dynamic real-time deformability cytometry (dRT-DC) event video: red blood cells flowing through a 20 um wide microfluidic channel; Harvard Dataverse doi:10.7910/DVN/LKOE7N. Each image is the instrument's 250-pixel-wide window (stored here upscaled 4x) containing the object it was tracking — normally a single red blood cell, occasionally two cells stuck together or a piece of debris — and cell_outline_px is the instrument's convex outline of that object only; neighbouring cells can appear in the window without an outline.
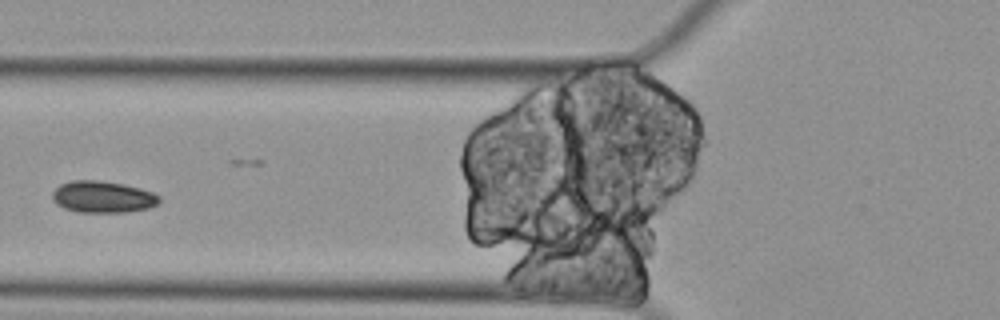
{"species": "Egyptian fruit bat (a non-hibernating species)", "species_latin": "Rousettus aegyptiacus", "temperature_condition": "cold", "stored_images_in_passage": 8, "camera_frame_rate_fps": 3000, "um_per_image_px": 0.085, "animal": {"sex": "female"}, "frame": {"image": 1, "passage_image": 6, "time_ms": 1.667, "image_size_px": [1000, 320], "cell_outline_px": [[160, 200], [156, 204], [148, 208], [128, 212], [76, 212], [64, 208], [56, 204], [52, 200], [52, 192], [60, 184], [72, 180], [96, 180], [124, 184], [140, 188], [152, 192], [160, 196]], "centroid_in_image_um": [8.71, 16.74], "position_along_channel_um": 117.1, "area_um2": 19.83}}
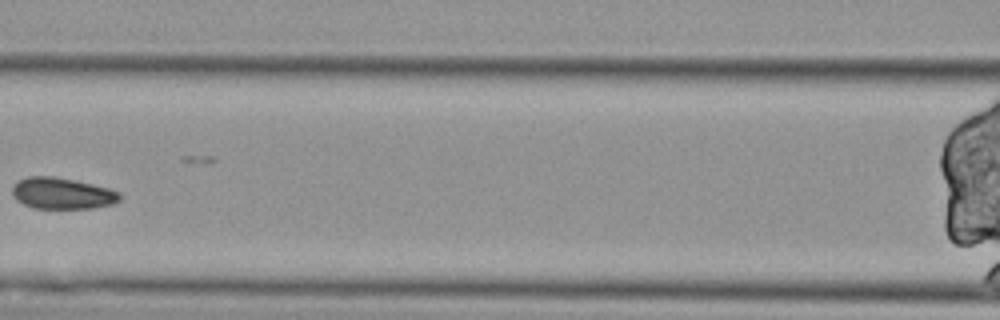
{"frame": {"image": 2, "passage_image": 7, "time_ms": 2.0, "image_size_px": [1000, 320], "cell_outline_px": [[120, 200], [112, 204], [92, 208], [32, 208], [16, 200], [12, 196], [12, 184], [28, 176], [52, 176], [92, 184], [108, 188], [120, 192]], "centroid_in_image_um": [5.25, 16.44], "position_along_channel_um": 161.4, "area_um2": 19.59}}
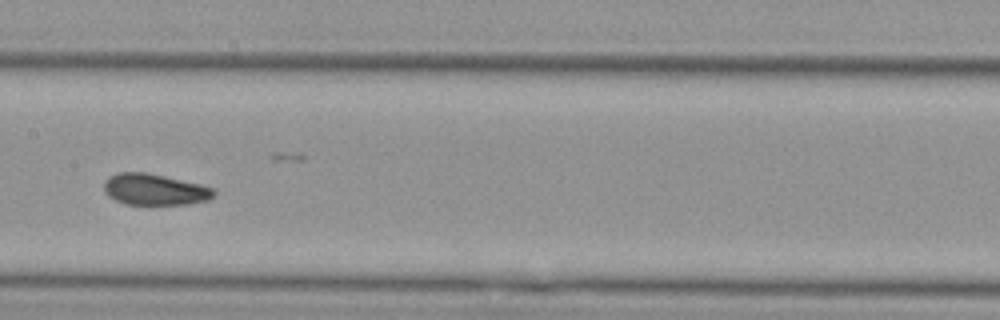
{"frame": {"image": 3, "passage_image": 8, "time_ms": 2.333, "image_size_px": [1000, 320], "cell_outline_px": [[216, 196], [208, 200], [188, 204], [124, 204], [108, 196], [104, 192], [104, 180], [108, 176], [116, 172], [148, 172], [200, 184], [212, 188], [216, 192]], "centroid_in_image_um": [13.12, 16.1], "position_along_channel_um": 194.3, "area_um2": 20.23}}